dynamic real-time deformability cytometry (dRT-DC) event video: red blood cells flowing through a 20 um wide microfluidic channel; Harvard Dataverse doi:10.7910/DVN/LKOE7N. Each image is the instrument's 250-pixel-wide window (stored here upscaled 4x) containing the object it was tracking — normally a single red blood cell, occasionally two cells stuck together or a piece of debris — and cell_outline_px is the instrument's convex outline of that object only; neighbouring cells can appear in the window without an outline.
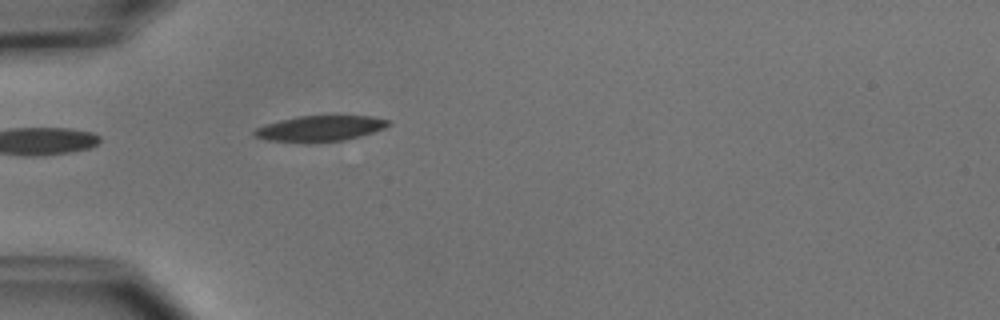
{"species": "common noctule bat (a hibernating species)", "species_latin": "Nyctalus noctula", "temperature_condition": "cold", "stored_images_in_passage": 5, "camera_frame_rate_fps": 3000, "um_per_image_px": 0.085, "animal": {"sex": "male", "body_mass_g": 15.6}, "frame": {"image": 1, "passage_image": 5, "time_ms": 4.667, "image_size_px": [1000, 320], "cell_outline_px": [[392, 124], [384, 128], [360, 136], [344, 140], [308, 144], [304, 144], [264, 140], [252, 136], [252, 132], [256, 128], [264, 124], [296, 116], [372, 116], [388, 120]], "centroid_in_image_um": [27.12, 10.95], "position_along_channel_um": 57.9, "area_um2": 20.58}}